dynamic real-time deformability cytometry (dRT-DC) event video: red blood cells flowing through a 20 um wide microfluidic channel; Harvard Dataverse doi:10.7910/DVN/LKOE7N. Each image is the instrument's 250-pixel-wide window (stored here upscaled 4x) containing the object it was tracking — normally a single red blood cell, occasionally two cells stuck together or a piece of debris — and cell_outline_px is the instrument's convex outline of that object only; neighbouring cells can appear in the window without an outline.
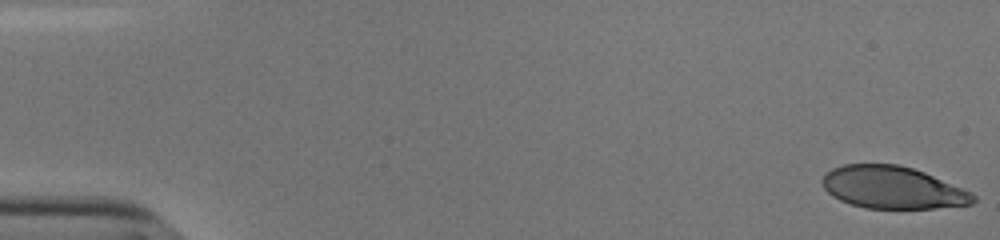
{"species": "human", "species_latin": "Homo sapiens", "temperature_condition": "cold", "stored_images_in_passage": 55, "camera_frame_rate_fps": 3000, "um_per_image_px": 0.085, "donor": {"sex": "male"}, "frame": {"image": 1, "passage_image": 1, "time_ms": 0.0, "image_size_px": [1000, 240], "cell_outline_px": [[976, 200], [972, 204], [932, 208], [864, 208], [840, 200], [832, 196], [824, 188], [820, 180], [832, 168], [844, 164], [896, 164], [912, 168], [924, 172], [972, 192], [976, 196]], "centroid_in_image_um": [75.86, 15.94], "position_along_channel_um": 9.1, "area_um2": 37.05}}
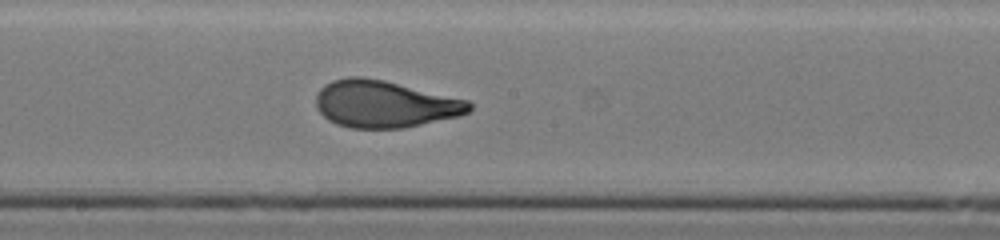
{"frame": {"image": 2, "passage_image": 30, "time_ms": 9.667, "image_size_px": [1000, 240], "cell_outline_px": [[472, 108], [468, 112], [460, 116], [404, 128], [352, 128], [336, 124], [328, 120], [316, 108], [316, 96], [320, 88], [324, 84], [332, 80], [348, 76], [360, 76], [384, 80], [468, 100], [472, 104]], "centroid_in_image_um": [32.67, 8.84], "position_along_channel_um": 215.5, "area_um2": 42.14}}
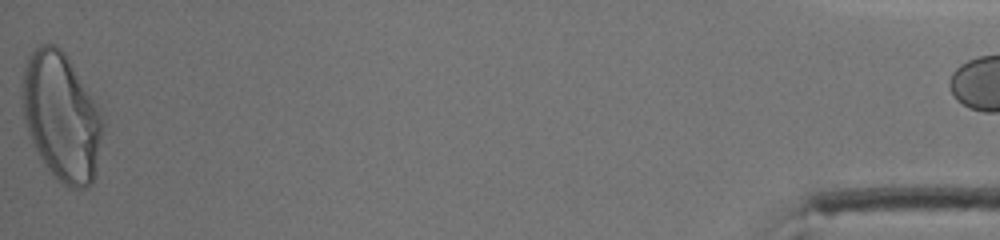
{"frame": {"image": 3, "passage_image": 54, "time_ms": 17.667, "image_size_px": [1000, 240], "cell_outline_px": [[104, 124], [96, 172], [92, 184], [84, 188], [68, 188], [48, 168], [40, 156], [28, 132], [24, 120], [20, 96], [24, 64], [28, 56], [40, 44], [56, 44], [64, 52], [104, 120]], "centroid_in_image_um": [5.19, 9.92], "position_along_channel_um": 430.0, "area_um2": 59.42}}